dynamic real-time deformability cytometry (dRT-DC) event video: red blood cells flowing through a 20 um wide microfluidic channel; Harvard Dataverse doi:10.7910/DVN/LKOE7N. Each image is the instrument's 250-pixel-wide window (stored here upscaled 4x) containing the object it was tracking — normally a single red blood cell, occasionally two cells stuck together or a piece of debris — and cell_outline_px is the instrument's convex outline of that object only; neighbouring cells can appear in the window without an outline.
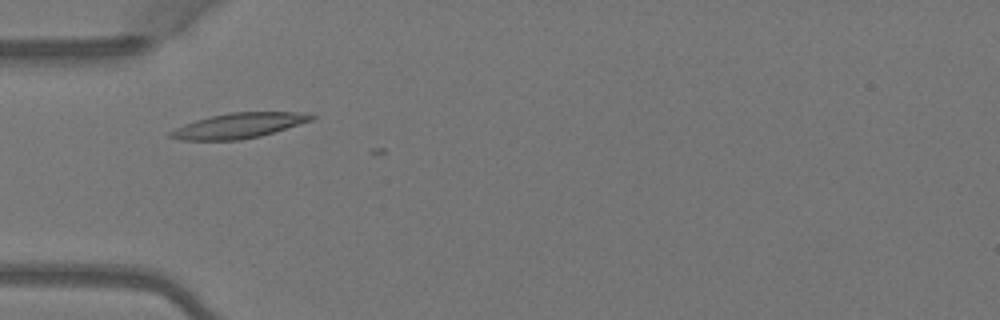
{"species": "Egyptian fruit bat (a non-hibernating species)", "species_latin": "Rousettus aegyptiacus", "temperature_condition": "warm", "stored_images_in_passage": 3, "camera_frame_rate_fps": 3000, "um_per_image_px": 0.085, "animal": {"sex": "female"}, "frame": {"image": 1, "passage_image": 3, "time_ms": 0.667, "image_size_px": [1000, 320], "cell_outline_px": [[316, 116], [312, 120], [300, 124], [260, 136], [240, 140], [180, 140], [168, 136], [168, 132], [184, 124], [196, 120], [212, 116], [232, 112], [312, 112]], "centroid_in_image_um": [20.32, 10.67], "position_along_channel_um": 64.7, "area_um2": 20.63}}